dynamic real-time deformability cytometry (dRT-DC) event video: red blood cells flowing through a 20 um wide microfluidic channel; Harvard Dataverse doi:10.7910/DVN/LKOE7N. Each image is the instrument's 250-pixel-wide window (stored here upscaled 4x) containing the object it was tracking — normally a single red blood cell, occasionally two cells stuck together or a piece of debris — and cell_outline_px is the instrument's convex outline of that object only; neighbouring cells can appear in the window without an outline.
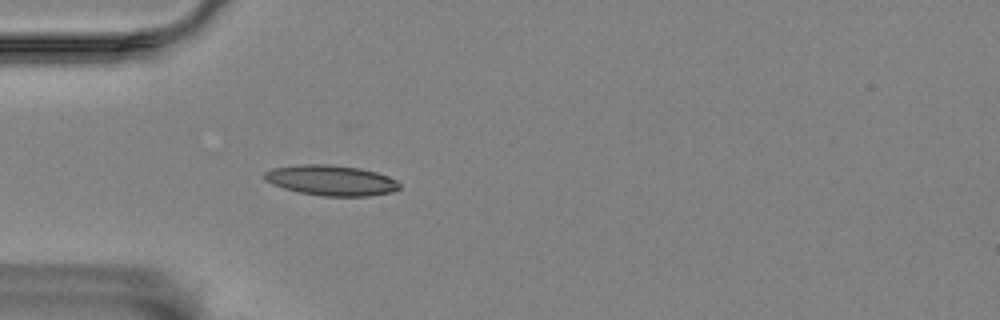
{"species": "Egyptian fruit bat (a non-hibernating species)", "species_latin": "Rousettus aegyptiacus", "temperature_condition": "room temperature", "stored_images_in_passage": 38, "camera_frame_rate_fps": 3000, "um_per_image_px": 0.085, "animal": {"sex": "female"}, "frame": {"image": 1, "passage_image": 1, "time_ms": 0.0, "image_size_px": [1000, 320], "cell_outline_px": [[400, 188], [392, 192], [368, 196], [324, 196], [300, 192], [284, 188], [272, 184], [264, 176], [264, 172], [272, 168], [300, 164], [328, 164], [360, 168], [376, 172], [388, 176], [396, 180], [400, 184]], "centroid_in_image_um": [28.17, 15.32], "position_along_channel_um": 56.8, "area_um2": 23.81}}
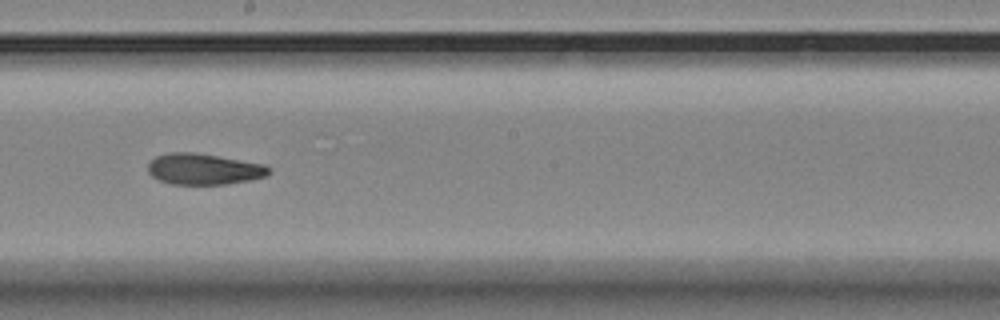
{"frame": {"image": 2, "passage_image": 16, "time_ms": 5.0, "image_size_px": [1000, 320], "cell_outline_px": [[272, 172], [268, 176], [228, 184], [172, 184], [160, 180], [152, 176], [148, 172], [148, 164], [156, 156], [168, 152], [192, 152], [264, 164], [272, 168]], "centroid_in_image_um": [17.35, 14.37], "position_along_channel_um": 230.9, "area_um2": 21.85}}
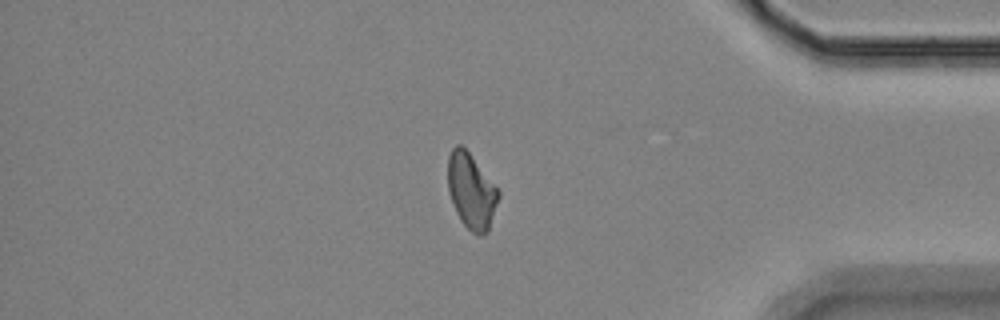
{"frame": {"image": 3, "passage_image": 32, "time_ms": 10.333, "image_size_px": [1000, 320], "cell_outline_px": [[500, 196], [488, 232], [480, 236], [472, 232], [460, 220], [456, 212], [448, 192], [448, 156], [452, 148], [456, 144], [460, 144], [468, 152], [500, 192]], "centroid_in_image_um": [40.05, 16.26], "position_along_channel_um": 395.1, "area_um2": 22.02}}